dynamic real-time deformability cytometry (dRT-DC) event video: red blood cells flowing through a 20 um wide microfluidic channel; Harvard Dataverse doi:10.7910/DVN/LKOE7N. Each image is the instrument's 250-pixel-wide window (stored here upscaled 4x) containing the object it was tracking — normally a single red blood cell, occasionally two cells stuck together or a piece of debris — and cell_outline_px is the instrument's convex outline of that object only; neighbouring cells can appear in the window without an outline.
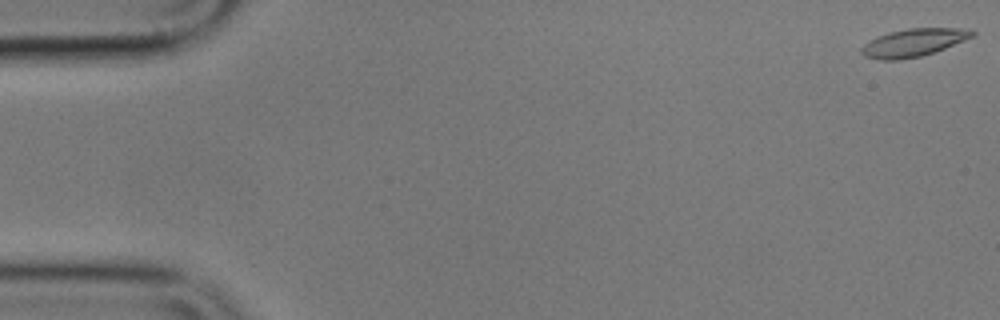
{"species": "common noctule bat (a hibernating species)", "species_latin": "Nyctalus noctula", "temperature_condition": "cold", "stored_images_in_passage": 58, "camera_frame_rate_fps": 3000, "um_per_image_px": 0.085, "animal": {"sex": "male", "body_mass_g": 17.9}, "frame": {"image": 1, "passage_image": 1, "time_ms": 0.0, "image_size_px": [1000, 320], "cell_outline_px": [[976, 32], [972, 36], [964, 40], [944, 48], [920, 56], [900, 60], [880, 60], [864, 56], [860, 52], [860, 48], [868, 40], [876, 36], [888, 32], [908, 28], [960, 28]], "centroid_in_image_um": [77.55, 3.62], "position_along_channel_um": 7.4, "area_um2": 17.86}}
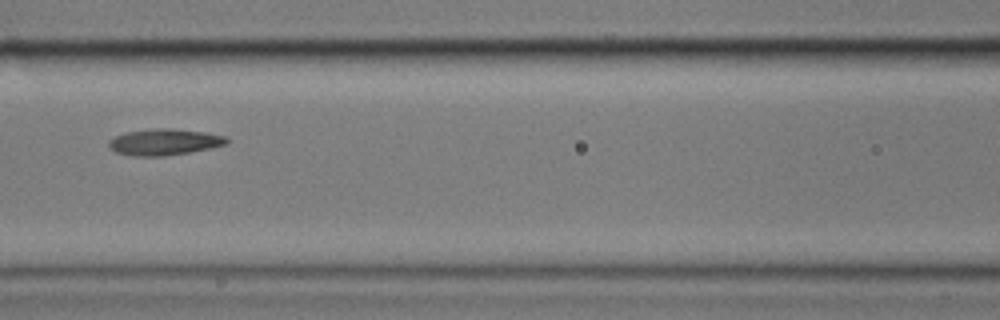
{"frame": {"image": 2, "passage_image": 25, "time_ms": 8.0, "image_size_px": [1000, 320], "cell_outline_px": [[228, 144], [188, 152], [164, 156], [132, 156], [116, 152], [108, 148], [108, 140], [124, 132], [152, 128], [172, 128], [204, 132], [228, 136]], "centroid_in_image_um": [13.94, 12.06], "position_along_channel_um": 152.7, "area_um2": 18.21}}
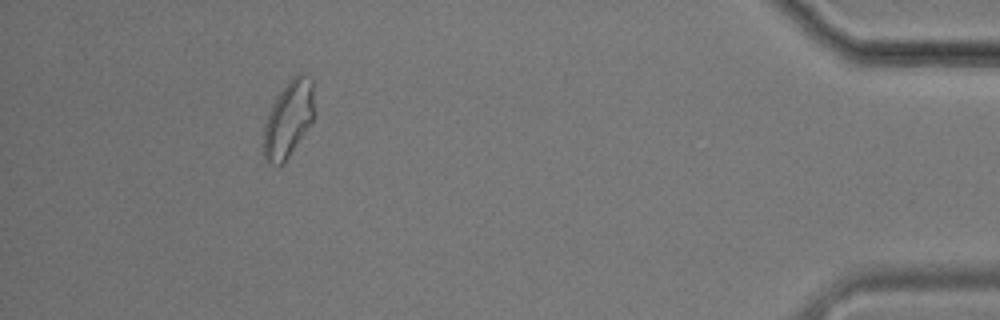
{"frame": {"image": 3, "passage_image": 52, "time_ms": 17.0, "image_size_px": [1000, 320], "cell_outline_px": [[316, 112], [312, 120], [288, 156], [280, 164], [272, 164], [264, 160], [264, 124], [268, 112], [276, 96], [288, 80], [296, 72], [304, 72], [312, 80]], "centroid_in_image_um": [24.54, 10.01], "position_along_channel_um": 410.7, "area_um2": 22.6}, "authors_computed_cell_mechanics": {"area_um2": 18.0914, "velocity_mm_per_s": 3.5218, "shape_relaxation_time_tau1_ms": null, "shape_relaxation_time_tau2_ms": 2.1055, "deformation_change_tau1": null, "deformation_change_tau2": 0.0739}}